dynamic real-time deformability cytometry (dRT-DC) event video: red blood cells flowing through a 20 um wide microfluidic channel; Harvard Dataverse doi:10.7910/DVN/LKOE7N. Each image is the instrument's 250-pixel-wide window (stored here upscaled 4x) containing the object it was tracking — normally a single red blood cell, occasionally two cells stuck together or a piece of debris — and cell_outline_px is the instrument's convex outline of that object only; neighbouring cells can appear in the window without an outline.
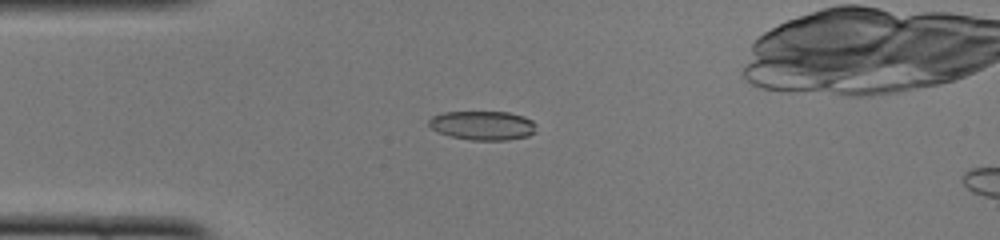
{"species": "common noctule bat (a hibernating species)", "species_latin": "Nyctalus noctula", "temperature_condition": "cold", "stored_images_in_passage": 46, "camera_frame_rate_fps": 3000, "um_per_image_px": 0.085, "animal": {"sex": "female", "body_mass_g": 22.0, "forearm_length_mm": 56.7}, "frame": {"image": 1, "passage_image": 13, "time_ms": 4.0, "image_size_px": [1000, 240], "cell_outline_px": [[536, 132], [528, 136], [508, 140], [472, 140], [448, 136], [432, 128], [428, 124], [428, 120], [432, 116], [444, 112], [508, 112], [524, 116], [532, 120], [536, 124]], "centroid_in_image_um": [41.06, 10.66], "position_along_channel_um": 43.9, "area_um2": 18.32}}
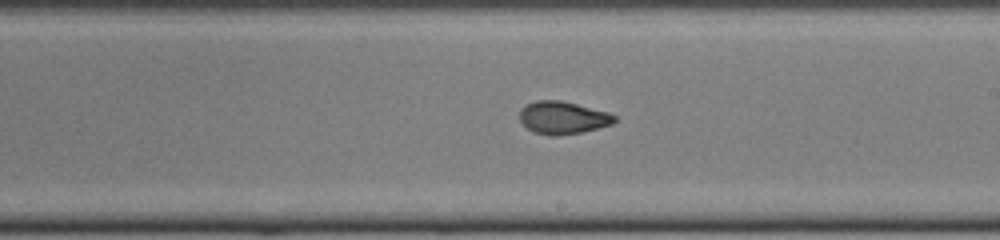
{"frame": {"image": 2, "passage_image": 29, "time_ms": 9.333, "image_size_px": [1000, 240], "cell_outline_px": [[616, 120], [612, 124], [580, 132], [556, 136], [548, 136], [532, 132], [520, 120], [520, 108], [536, 100], [560, 100], [608, 112], [616, 116]], "centroid_in_image_um": [47.81, 10.01], "position_along_channel_um": 241.2, "area_um2": 17.92}}
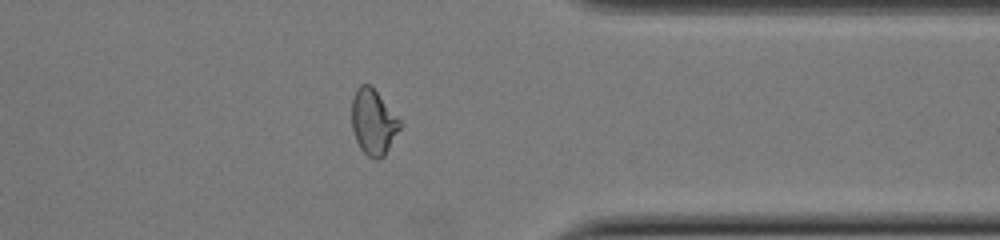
{"frame": {"image": 3, "passage_image": 40, "time_ms": 13.0, "image_size_px": [1000, 240], "cell_outline_px": [[400, 128], [384, 156], [376, 160], [368, 156], [360, 148], [356, 140], [352, 128], [352, 96], [356, 88], [360, 84], [368, 84], [376, 92], [400, 120]], "centroid_in_image_um": [31.7, 10.38], "position_along_channel_um": 379.7, "area_um2": 18.03}}